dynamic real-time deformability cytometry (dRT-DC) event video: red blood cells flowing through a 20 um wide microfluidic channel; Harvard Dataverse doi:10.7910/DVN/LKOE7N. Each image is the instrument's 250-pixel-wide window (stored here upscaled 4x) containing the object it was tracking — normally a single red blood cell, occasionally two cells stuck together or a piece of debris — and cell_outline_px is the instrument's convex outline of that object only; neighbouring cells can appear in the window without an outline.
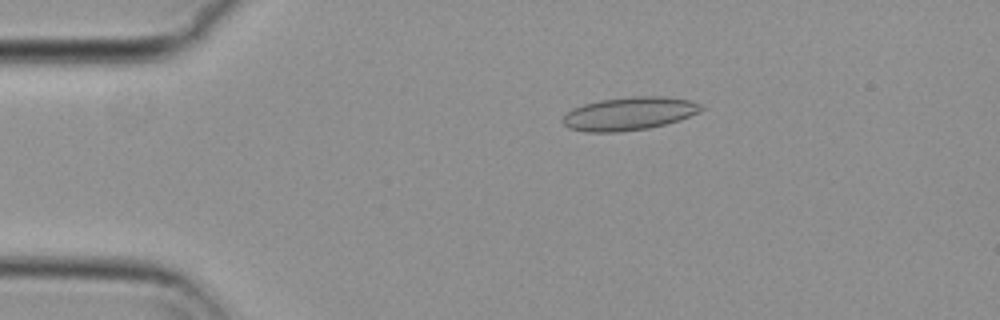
{"species": "common noctule bat (a hibernating species)", "species_latin": "Nyctalus noctula", "temperature_condition": "cold", "stored_images_in_passage": 51, "camera_frame_rate_fps": 3000, "um_per_image_px": 0.085, "animal": {"sex": "female", "body_mass_g": 29.2, "forearm_length_mm": 56.3}, "frame": {"image": 1, "passage_image": 6, "time_ms": 1.667, "image_size_px": [1000, 320], "cell_outline_px": [[704, 108], [700, 112], [680, 120], [648, 128], [616, 132], [584, 132], [568, 128], [560, 120], [572, 108], [584, 104], [600, 100], [632, 96], [664, 96], [688, 100], [700, 104]], "centroid_in_image_um": [53.46, 9.66], "position_along_channel_um": 31.5, "area_um2": 26.76}}
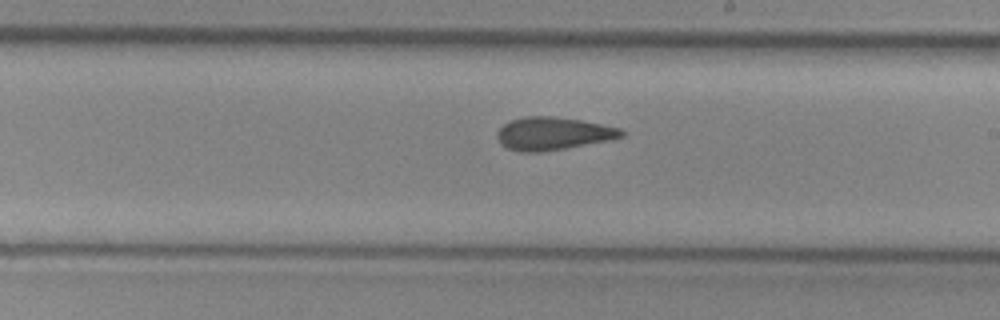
{"frame": {"image": 2, "passage_image": 27, "time_ms": 8.667, "image_size_px": [1000, 320], "cell_outline_px": [[624, 136], [612, 140], [540, 152], [520, 152], [508, 148], [500, 144], [496, 136], [496, 132], [504, 124], [512, 120], [524, 116], [556, 116], [580, 120], [620, 128], [624, 132]], "centroid_in_image_um": [46.99, 11.35], "position_along_channel_um": 242.0, "area_um2": 23.81}}
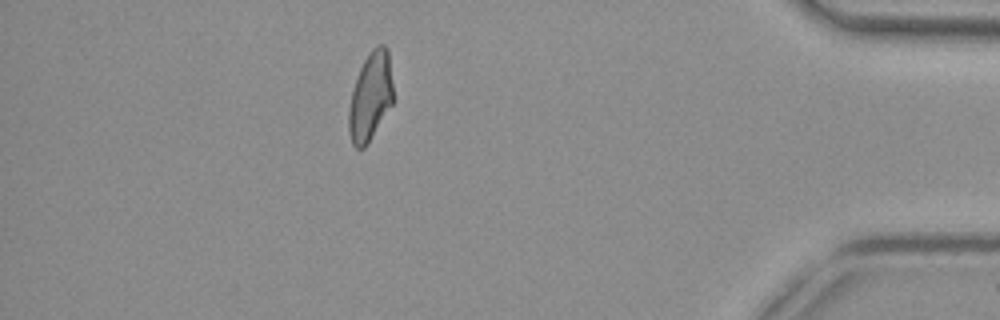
{"frame": {"image": 3, "passage_image": 44, "time_ms": 14.333, "image_size_px": [1000, 320], "cell_outline_px": [[392, 104], [364, 148], [356, 148], [352, 144], [348, 132], [348, 112], [352, 92], [360, 68], [368, 52], [376, 44], [384, 44], [388, 48], [392, 84]], "centroid_in_image_um": [31.47, 8.17], "position_along_channel_um": 403.7, "area_um2": 22.66}, "authors_computed_cell_mechanics": {"area_um2": 23.7558, "velocity_mm_per_s": 3.71, "shape_relaxation_time_tau1_ms": null, "shape_relaxation_time_tau2_ms": 3.1178, "deformation_change_tau1": null, "deformation_change_tau2": 0.1149}}